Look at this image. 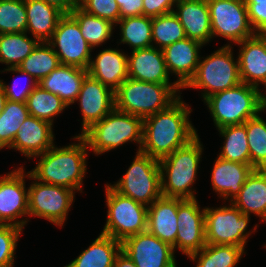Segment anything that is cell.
<instances>
[{"mask_svg": "<svg viewBox=\"0 0 266 267\" xmlns=\"http://www.w3.org/2000/svg\"><path fill=\"white\" fill-rule=\"evenodd\" d=\"M190 107L180 96L167 109L143 119L140 151L161 160L194 139L198 130L189 120Z\"/></svg>", "mask_w": 266, "mask_h": 267, "instance_id": "1", "label": "cell"}, {"mask_svg": "<svg viewBox=\"0 0 266 267\" xmlns=\"http://www.w3.org/2000/svg\"><path fill=\"white\" fill-rule=\"evenodd\" d=\"M71 139H76L78 142L63 147H57L54 144L46 152L33 157H40L36 167L28 171L33 179L51 185L64 186L75 192H83L88 146L80 135Z\"/></svg>", "mask_w": 266, "mask_h": 267, "instance_id": "2", "label": "cell"}, {"mask_svg": "<svg viewBox=\"0 0 266 267\" xmlns=\"http://www.w3.org/2000/svg\"><path fill=\"white\" fill-rule=\"evenodd\" d=\"M203 148L197 135L187 145L159 160L162 196L197 199L192 187L197 179Z\"/></svg>", "mask_w": 266, "mask_h": 267, "instance_id": "3", "label": "cell"}, {"mask_svg": "<svg viewBox=\"0 0 266 267\" xmlns=\"http://www.w3.org/2000/svg\"><path fill=\"white\" fill-rule=\"evenodd\" d=\"M260 88L240 83L214 93L204 100L217 129L244 124L266 107L264 93Z\"/></svg>", "mask_w": 266, "mask_h": 267, "instance_id": "4", "label": "cell"}, {"mask_svg": "<svg viewBox=\"0 0 266 267\" xmlns=\"http://www.w3.org/2000/svg\"><path fill=\"white\" fill-rule=\"evenodd\" d=\"M179 84H157L127 78L115 91V109L145 119L167 109L182 94Z\"/></svg>", "mask_w": 266, "mask_h": 267, "instance_id": "5", "label": "cell"}, {"mask_svg": "<svg viewBox=\"0 0 266 267\" xmlns=\"http://www.w3.org/2000/svg\"><path fill=\"white\" fill-rule=\"evenodd\" d=\"M143 119L113 109L101 121L92 124L80 135L87 143L88 149L95 155H102L123 144L136 142L142 145Z\"/></svg>", "mask_w": 266, "mask_h": 267, "instance_id": "6", "label": "cell"}, {"mask_svg": "<svg viewBox=\"0 0 266 267\" xmlns=\"http://www.w3.org/2000/svg\"><path fill=\"white\" fill-rule=\"evenodd\" d=\"M232 48L224 45L211 55L200 57L194 76L182 89H201L204 101L214 93L239 85L238 59H234Z\"/></svg>", "mask_w": 266, "mask_h": 267, "instance_id": "7", "label": "cell"}, {"mask_svg": "<svg viewBox=\"0 0 266 267\" xmlns=\"http://www.w3.org/2000/svg\"><path fill=\"white\" fill-rule=\"evenodd\" d=\"M107 219L102 234L121 243L128 237L147 231L148 207L121 195L105 184Z\"/></svg>", "mask_w": 266, "mask_h": 267, "instance_id": "8", "label": "cell"}, {"mask_svg": "<svg viewBox=\"0 0 266 267\" xmlns=\"http://www.w3.org/2000/svg\"><path fill=\"white\" fill-rule=\"evenodd\" d=\"M109 185L121 195L148 207L162 196L159 160L137 151L122 178Z\"/></svg>", "mask_w": 266, "mask_h": 267, "instance_id": "9", "label": "cell"}, {"mask_svg": "<svg viewBox=\"0 0 266 267\" xmlns=\"http://www.w3.org/2000/svg\"><path fill=\"white\" fill-rule=\"evenodd\" d=\"M250 216L243 214L231 202L220 207H205V240L206 244L234 245L245 250L247 240L253 230L247 231Z\"/></svg>", "mask_w": 266, "mask_h": 267, "instance_id": "10", "label": "cell"}, {"mask_svg": "<svg viewBox=\"0 0 266 267\" xmlns=\"http://www.w3.org/2000/svg\"><path fill=\"white\" fill-rule=\"evenodd\" d=\"M34 180L28 187V217L43 218L62 228L73 206L75 191Z\"/></svg>", "mask_w": 266, "mask_h": 267, "instance_id": "11", "label": "cell"}, {"mask_svg": "<svg viewBox=\"0 0 266 267\" xmlns=\"http://www.w3.org/2000/svg\"><path fill=\"white\" fill-rule=\"evenodd\" d=\"M207 3L212 38L223 37L230 41L225 46H233L232 43L236 45L256 34L250 25L244 0H207Z\"/></svg>", "mask_w": 266, "mask_h": 267, "instance_id": "12", "label": "cell"}, {"mask_svg": "<svg viewBox=\"0 0 266 267\" xmlns=\"http://www.w3.org/2000/svg\"><path fill=\"white\" fill-rule=\"evenodd\" d=\"M47 43L54 49L62 65L88 69L93 49L84 39L77 21L69 13L60 18Z\"/></svg>", "mask_w": 266, "mask_h": 267, "instance_id": "13", "label": "cell"}, {"mask_svg": "<svg viewBox=\"0 0 266 267\" xmlns=\"http://www.w3.org/2000/svg\"><path fill=\"white\" fill-rule=\"evenodd\" d=\"M24 170L21 165L4 176L0 175V224L24 229L29 222V218H25L28 217V188L25 178H29V172L26 174Z\"/></svg>", "mask_w": 266, "mask_h": 267, "instance_id": "14", "label": "cell"}, {"mask_svg": "<svg viewBox=\"0 0 266 267\" xmlns=\"http://www.w3.org/2000/svg\"><path fill=\"white\" fill-rule=\"evenodd\" d=\"M176 250L187 257L199 252L205 245V207L197 199L177 198Z\"/></svg>", "mask_w": 266, "mask_h": 267, "instance_id": "15", "label": "cell"}, {"mask_svg": "<svg viewBox=\"0 0 266 267\" xmlns=\"http://www.w3.org/2000/svg\"><path fill=\"white\" fill-rule=\"evenodd\" d=\"M121 244L137 267H177L173 247L148 231L128 237Z\"/></svg>", "mask_w": 266, "mask_h": 267, "instance_id": "16", "label": "cell"}, {"mask_svg": "<svg viewBox=\"0 0 266 267\" xmlns=\"http://www.w3.org/2000/svg\"><path fill=\"white\" fill-rule=\"evenodd\" d=\"M77 101L82 114L81 134L115 108L114 91L89 75L82 83Z\"/></svg>", "mask_w": 266, "mask_h": 267, "instance_id": "17", "label": "cell"}, {"mask_svg": "<svg viewBox=\"0 0 266 267\" xmlns=\"http://www.w3.org/2000/svg\"><path fill=\"white\" fill-rule=\"evenodd\" d=\"M127 56L128 78L157 84H178L170 82L163 51L149 47L131 51Z\"/></svg>", "mask_w": 266, "mask_h": 267, "instance_id": "18", "label": "cell"}, {"mask_svg": "<svg viewBox=\"0 0 266 267\" xmlns=\"http://www.w3.org/2000/svg\"><path fill=\"white\" fill-rule=\"evenodd\" d=\"M237 45L241 82L257 88L262 84L266 88V39L256 33Z\"/></svg>", "mask_w": 266, "mask_h": 267, "instance_id": "19", "label": "cell"}, {"mask_svg": "<svg viewBox=\"0 0 266 267\" xmlns=\"http://www.w3.org/2000/svg\"><path fill=\"white\" fill-rule=\"evenodd\" d=\"M54 140L53 125L30 115L20 125L8 149H14L28 159H33L49 150L54 145Z\"/></svg>", "mask_w": 266, "mask_h": 267, "instance_id": "20", "label": "cell"}, {"mask_svg": "<svg viewBox=\"0 0 266 267\" xmlns=\"http://www.w3.org/2000/svg\"><path fill=\"white\" fill-rule=\"evenodd\" d=\"M204 45L199 41L185 38L162 51L169 74L175 75L176 82L183 88L194 76L200 59V49Z\"/></svg>", "mask_w": 266, "mask_h": 267, "instance_id": "21", "label": "cell"}, {"mask_svg": "<svg viewBox=\"0 0 266 267\" xmlns=\"http://www.w3.org/2000/svg\"><path fill=\"white\" fill-rule=\"evenodd\" d=\"M173 13L183 26L186 38L204 46L211 42L212 30L207 0H177Z\"/></svg>", "mask_w": 266, "mask_h": 267, "instance_id": "22", "label": "cell"}, {"mask_svg": "<svg viewBox=\"0 0 266 267\" xmlns=\"http://www.w3.org/2000/svg\"><path fill=\"white\" fill-rule=\"evenodd\" d=\"M128 54L116 48H106L93 59L88 75L115 91L128 78Z\"/></svg>", "mask_w": 266, "mask_h": 267, "instance_id": "23", "label": "cell"}, {"mask_svg": "<svg viewBox=\"0 0 266 267\" xmlns=\"http://www.w3.org/2000/svg\"><path fill=\"white\" fill-rule=\"evenodd\" d=\"M253 169L251 164L227 161L217 156L211 173L213 191L222 200L231 202L239 194Z\"/></svg>", "mask_w": 266, "mask_h": 267, "instance_id": "24", "label": "cell"}, {"mask_svg": "<svg viewBox=\"0 0 266 267\" xmlns=\"http://www.w3.org/2000/svg\"><path fill=\"white\" fill-rule=\"evenodd\" d=\"M177 198L156 199L148 206L147 231L170 244L175 252L177 237Z\"/></svg>", "mask_w": 266, "mask_h": 267, "instance_id": "25", "label": "cell"}, {"mask_svg": "<svg viewBox=\"0 0 266 267\" xmlns=\"http://www.w3.org/2000/svg\"><path fill=\"white\" fill-rule=\"evenodd\" d=\"M87 75L86 69L61 64L49 75L42 78L38 85L42 89L56 94L69 107L76 102Z\"/></svg>", "mask_w": 266, "mask_h": 267, "instance_id": "26", "label": "cell"}, {"mask_svg": "<svg viewBox=\"0 0 266 267\" xmlns=\"http://www.w3.org/2000/svg\"><path fill=\"white\" fill-rule=\"evenodd\" d=\"M243 214L266 221V169H253L239 194L231 201Z\"/></svg>", "mask_w": 266, "mask_h": 267, "instance_id": "27", "label": "cell"}, {"mask_svg": "<svg viewBox=\"0 0 266 267\" xmlns=\"http://www.w3.org/2000/svg\"><path fill=\"white\" fill-rule=\"evenodd\" d=\"M28 35L39 42H47L53 35L64 13L55 6L42 0H25Z\"/></svg>", "mask_w": 266, "mask_h": 267, "instance_id": "28", "label": "cell"}, {"mask_svg": "<svg viewBox=\"0 0 266 267\" xmlns=\"http://www.w3.org/2000/svg\"><path fill=\"white\" fill-rule=\"evenodd\" d=\"M121 250L120 241L100 233L87 249L64 267H113Z\"/></svg>", "mask_w": 266, "mask_h": 267, "instance_id": "29", "label": "cell"}, {"mask_svg": "<svg viewBox=\"0 0 266 267\" xmlns=\"http://www.w3.org/2000/svg\"><path fill=\"white\" fill-rule=\"evenodd\" d=\"M243 254L246 252L239 246L206 244L188 258L197 263L196 267H235Z\"/></svg>", "mask_w": 266, "mask_h": 267, "instance_id": "30", "label": "cell"}, {"mask_svg": "<svg viewBox=\"0 0 266 267\" xmlns=\"http://www.w3.org/2000/svg\"><path fill=\"white\" fill-rule=\"evenodd\" d=\"M120 28V44H127L132 50L152 47V18L139 15L121 18L115 26Z\"/></svg>", "mask_w": 266, "mask_h": 267, "instance_id": "31", "label": "cell"}, {"mask_svg": "<svg viewBox=\"0 0 266 267\" xmlns=\"http://www.w3.org/2000/svg\"><path fill=\"white\" fill-rule=\"evenodd\" d=\"M69 14L77 21L80 32L92 49L103 46L102 44L112 37L115 25L109 20L91 15L79 6H76Z\"/></svg>", "mask_w": 266, "mask_h": 267, "instance_id": "32", "label": "cell"}, {"mask_svg": "<svg viewBox=\"0 0 266 267\" xmlns=\"http://www.w3.org/2000/svg\"><path fill=\"white\" fill-rule=\"evenodd\" d=\"M217 130L224 139L218 157L227 161L250 164L246 126L244 124L232 125Z\"/></svg>", "mask_w": 266, "mask_h": 267, "instance_id": "33", "label": "cell"}, {"mask_svg": "<svg viewBox=\"0 0 266 267\" xmlns=\"http://www.w3.org/2000/svg\"><path fill=\"white\" fill-rule=\"evenodd\" d=\"M27 32L0 34V63L7 68L18 67L39 41Z\"/></svg>", "mask_w": 266, "mask_h": 267, "instance_id": "34", "label": "cell"}, {"mask_svg": "<svg viewBox=\"0 0 266 267\" xmlns=\"http://www.w3.org/2000/svg\"><path fill=\"white\" fill-rule=\"evenodd\" d=\"M60 65L54 49L47 42H39L18 68L39 82Z\"/></svg>", "mask_w": 266, "mask_h": 267, "instance_id": "35", "label": "cell"}, {"mask_svg": "<svg viewBox=\"0 0 266 267\" xmlns=\"http://www.w3.org/2000/svg\"><path fill=\"white\" fill-rule=\"evenodd\" d=\"M27 109L31 116L54 123V118L68 106L56 94L42 89L37 85L27 97Z\"/></svg>", "mask_w": 266, "mask_h": 267, "instance_id": "36", "label": "cell"}, {"mask_svg": "<svg viewBox=\"0 0 266 267\" xmlns=\"http://www.w3.org/2000/svg\"><path fill=\"white\" fill-rule=\"evenodd\" d=\"M265 110L266 107L244 123L250 151V164L254 169H266V121L260 116V113Z\"/></svg>", "mask_w": 266, "mask_h": 267, "instance_id": "37", "label": "cell"}, {"mask_svg": "<svg viewBox=\"0 0 266 267\" xmlns=\"http://www.w3.org/2000/svg\"><path fill=\"white\" fill-rule=\"evenodd\" d=\"M29 116L26 103L6 101L0 114V150L12 145L20 125Z\"/></svg>", "mask_w": 266, "mask_h": 267, "instance_id": "38", "label": "cell"}, {"mask_svg": "<svg viewBox=\"0 0 266 267\" xmlns=\"http://www.w3.org/2000/svg\"><path fill=\"white\" fill-rule=\"evenodd\" d=\"M186 38L182 24L173 13L152 18V46L163 50L165 47Z\"/></svg>", "mask_w": 266, "mask_h": 267, "instance_id": "39", "label": "cell"}, {"mask_svg": "<svg viewBox=\"0 0 266 267\" xmlns=\"http://www.w3.org/2000/svg\"><path fill=\"white\" fill-rule=\"evenodd\" d=\"M25 0H0V34L26 32Z\"/></svg>", "mask_w": 266, "mask_h": 267, "instance_id": "40", "label": "cell"}, {"mask_svg": "<svg viewBox=\"0 0 266 267\" xmlns=\"http://www.w3.org/2000/svg\"><path fill=\"white\" fill-rule=\"evenodd\" d=\"M22 232L20 227L0 224V267H14L17 243Z\"/></svg>", "mask_w": 266, "mask_h": 267, "instance_id": "41", "label": "cell"}, {"mask_svg": "<svg viewBox=\"0 0 266 267\" xmlns=\"http://www.w3.org/2000/svg\"><path fill=\"white\" fill-rule=\"evenodd\" d=\"M12 72L15 74H21L20 78H15L16 82H12L13 84H6L3 80L0 79V82L5 90V94L7 96V100L12 101V102H24L26 103L27 97L29 94L32 92V90L38 85V82L30 76L27 72L22 71L18 67H12V68H4L2 72ZM25 76V80H28L26 84L21 83V79ZM27 77V78H26ZM20 79V80H19ZM22 85H27V86H21ZM20 84V85H19ZM19 86H21L19 88Z\"/></svg>", "mask_w": 266, "mask_h": 267, "instance_id": "42", "label": "cell"}, {"mask_svg": "<svg viewBox=\"0 0 266 267\" xmlns=\"http://www.w3.org/2000/svg\"><path fill=\"white\" fill-rule=\"evenodd\" d=\"M85 12L109 20L114 25L120 20V7L115 0H79Z\"/></svg>", "mask_w": 266, "mask_h": 267, "instance_id": "43", "label": "cell"}, {"mask_svg": "<svg viewBox=\"0 0 266 267\" xmlns=\"http://www.w3.org/2000/svg\"><path fill=\"white\" fill-rule=\"evenodd\" d=\"M248 19L255 33H259L266 25V0H244Z\"/></svg>", "mask_w": 266, "mask_h": 267, "instance_id": "44", "label": "cell"}, {"mask_svg": "<svg viewBox=\"0 0 266 267\" xmlns=\"http://www.w3.org/2000/svg\"><path fill=\"white\" fill-rule=\"evenodd\" d=\"M177 0H143V16L158 17L173 12Z\"/></svg>", "mask_w": 266, "mask_h": 267, "instance_id": "45", "label": "cell"}, {"mask_svg": "<svg viewBox=\"0 0 266 267\" xmlns=\"http://www.w3.org/2000/svg\"><path fill=\"white\" fill-rule=\"evenodd\" d=\"M120 7V19L143 15V0H115Z\"/></svg>", "mask_w": 266, "mask_h": 267, "instance_id": "46", "label": "cell"}, {"mask_svg": "<svg viewBox=\"0 0 266 267\" xmlns=\"http://www.w3.org/2000/svg\"><path fill=\"white\" fill-rule=\"evenodd\" d=\"M49 5L60 9L64 14L70 13L76 6L79 5V0H42Z\"/></svg>", "mask_w": 266, "mask_h": 267, "instance_id": "47", "label": "cell"}, {"mask_svg": "<svg viewBox=\"0 0 266 267\" xmlns=\"http://www.w3.org/2000/svg\"><path fill=\"white\" fill-rule=\"evenodd\" d=\"M113 267H137L129 256L122 250L115 258Z\"/></svg>", "mask_w": 266, "mask_h": 267, "instance_id": "48", "label": "cell"}, {"mask_svg": "<svg viewBox=\"0 0 266 267\" xmlns=\"http://www.w3.org/2000/svg\"><path fill=\"white\" fill-rule=\"evenodd\" d=\"M7 101V96L5 94V90L0 82V114L3 112L5 103Z\"/></svg>", "mask_w": 266, "mask_h": 267, "instance_id": "49", "label": "cell"}, {"mask_svg": "<svg viewBox=\"0 0 266 267\" xmlns=\"http://www.w3.org/2000/svg\"><path fill=\"white\" fill-rule=\"evenodd\" d=\"M261 37L266 39V25L265 27L258 33Z\"/></svg>", "mask_w": 266, "mask_h": 267, "instance_id": "50", "label": "cell"}]
</instances>
